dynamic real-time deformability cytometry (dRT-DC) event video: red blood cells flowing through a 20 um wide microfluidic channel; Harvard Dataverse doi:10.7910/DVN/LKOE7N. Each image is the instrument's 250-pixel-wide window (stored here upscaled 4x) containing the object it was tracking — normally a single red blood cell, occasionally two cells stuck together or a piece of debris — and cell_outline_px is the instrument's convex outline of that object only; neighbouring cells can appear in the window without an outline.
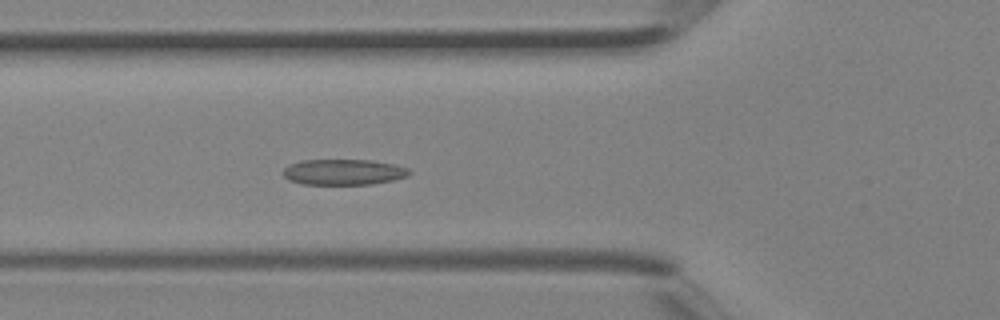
{"species": "Egyptian fruit bat (a non-hibernating species)", "species_latin": "Rousettus aegyptiacus", "temperature_condition": "room temperature", "stored_images_in_passage": 41, "camera_frame_rate_fps": 3000, "um_per_image_px": 0.085, "animal": {"sex": "female"}, "frame": {"image": 1, "passage_image": 15, "time_ms": 4.667, "image_size_px": [1000, 320], "cell_outline_px": [[412, 172], [408, 176], [392, 180], [372, 184], [300, 184], [288, 180], [284, 176], [284, 168], [288, 164], [300, 160], [372, 160], [396, 164], [408, 168]], "centroid_in_image_um": [29.2, 14.62], "position_along_channel_um": 96.6, "area_um2": 19.07}}
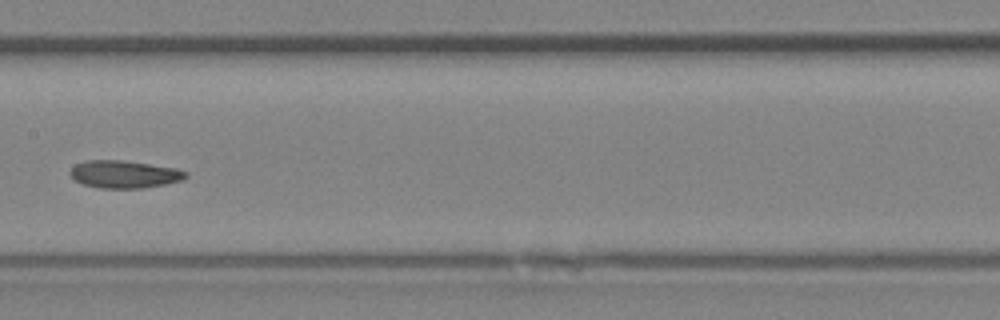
{"frame": {"image": 2, "passage_image": 21, "time_ms": 6.667, "image_size_px": [1000, 320], "cell_outline_px": [[188, 176], [180, 180], [164, 184], [144, 188], [100, 188], [84, 184], [76, 180], [68, 172], [76, 164], [88, 160], [124, 160], [176, 168], [188, 172]], "centroid_in_image_um": [10.58, 14.8], "position_along_channel_um": 196.8, "area_um2": 18.44}}
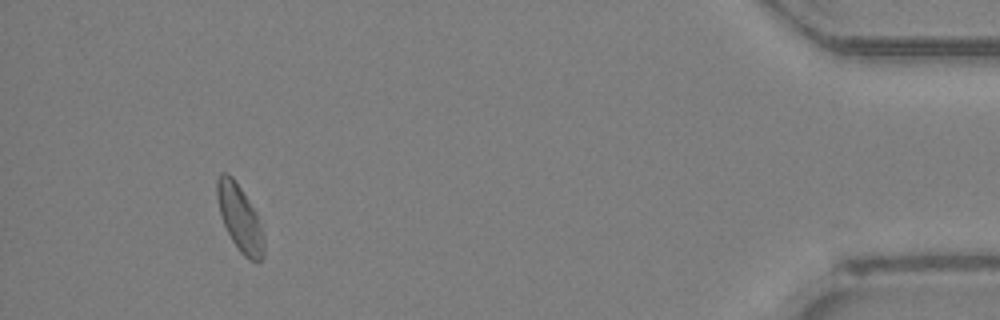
{"frame": {"image": 3, "passage_image": 38, "time_ms": 12.333, "image_size_px": [1000, 320], "cell_outline_px": [[264, 256], [260, 260], [248, 260], [240, 252], [232, 240], [224, 224], [220, 212], [216, 196], [216, 180], [220, 172], [228, 172], [232, 176], [256, 212], [264, 236]], "centroid_in_image_um": [20.37, 18.52], "position_along_channel_um": 414.8, "area_um2": 17.98}}